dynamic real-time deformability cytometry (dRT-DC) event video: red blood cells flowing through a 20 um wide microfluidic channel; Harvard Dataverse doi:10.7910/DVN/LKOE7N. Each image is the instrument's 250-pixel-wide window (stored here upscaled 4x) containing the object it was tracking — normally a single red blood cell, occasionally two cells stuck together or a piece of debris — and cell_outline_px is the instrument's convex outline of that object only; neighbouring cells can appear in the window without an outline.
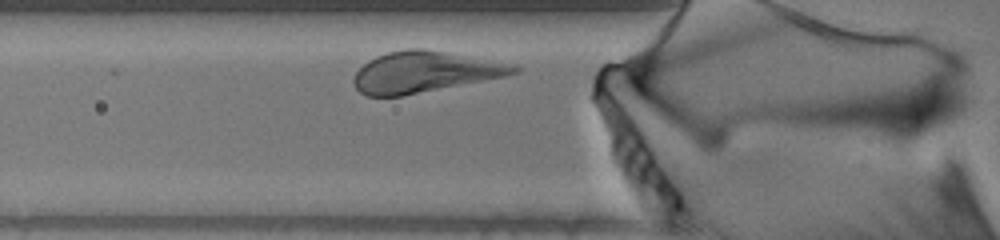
{"species": "human", "species_latin": "Homo sapiens", "temperature_condition": "warm", "stored_images_in_passage": 28, "camera_frame_rate_fps": 3000, "um_per_image_px": 0.085, "donor": {"sex": "male"}, "frame": {"image": 1, "passage_image": 3, "time_ms": 0.667, "image_size_px": [1000, 240], "cell_outline_px": [[524, 68], [520, 72], [504, 76], [404, 96], [368, 96], [360, 92], [356, 88], [352, 80], [356, 72], [368, 60], [376, 56], [388, 52], [408, 48], [424, 48], [448, 52], [516, 64]], "centroid_in_image_um": [36.12, 6.11], "position_along_channel_um": 89.7, "area_um2": 38.44}}
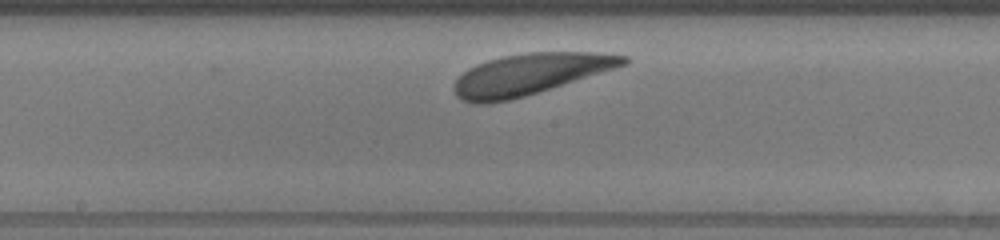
{"frame": {"image": 2, "passage_image": 13, "time_ms": 4.0, "image_size_px": [1000, 240], "cell_outline_px": [[632, 60], [628, 64], [616, 68], [512, 100], [488, 104], [476, 104], [464, 100], [456, 96], [452, 88], [456, 80], [468, 68], [476, 64], [488, 60], [504, 56], [524, 52], [596, 52], [628, 56]], "centroid_in_image_um": [45.05, 6.3], "position_along_channel_um": 203.1, "area_um2": 40.75}}
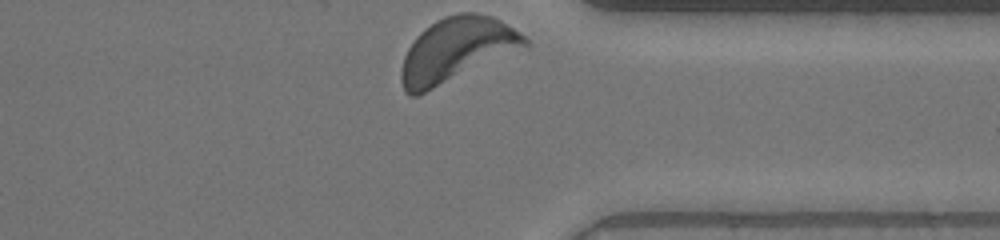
{"frame": {"image": 3, "passage_image": 28, "time_ms": 9.0, "image_size_px": [1000, 240], "cell_outline_px": [[532, 44], [416, 96], [408, 96], [404, 92], [400, 80], [400, 72], [404, 56], [408, 48], [416, 36], [420, 32], [436, 20], [444, 16], [456, 12], [476, 12], [492, 16], [500, 20], [520, 32]], "centroid_in_image_um": [38.78, 4.22], "position_along_channel_um": 372.6, "area_um2": 45.95}}